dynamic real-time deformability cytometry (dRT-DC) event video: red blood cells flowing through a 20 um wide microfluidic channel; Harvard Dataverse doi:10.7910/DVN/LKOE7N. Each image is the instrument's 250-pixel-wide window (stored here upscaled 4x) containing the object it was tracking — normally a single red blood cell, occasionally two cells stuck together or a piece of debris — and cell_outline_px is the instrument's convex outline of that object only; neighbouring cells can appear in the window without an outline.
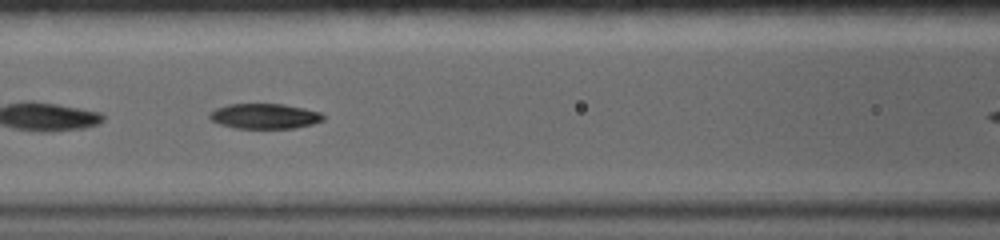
{"species": "common noctule bat (a hibernating species)", "species_latin": "Nyctalus noctula", "temperature_condition": "warm", "stored_images_in_passage": 11, "camera_frame_rate_fps": 5000, "um_per_image_px": 0.085, "animal": {"sex": "female", "body_mass_g": 19.0, "forearm_length_mm": 56.7}, "frame": {"image": 1, "passage_image": 5, "time_ms": 3.4, "image_size_px": [1000, 240], "cell_outline_px": [[324, 120], [312, 124], [296, 128], [236, 128], [220, 124], [212, 120], [208, 116], [208, 112], [216, 108], [228, 104], [284, 104], [304, 108], [320, 112], [324, 116]], "centroid_in_image_um": [22.48, 9.87], "position_along_channel_um": 144.1, "area_um2": 16.7}}
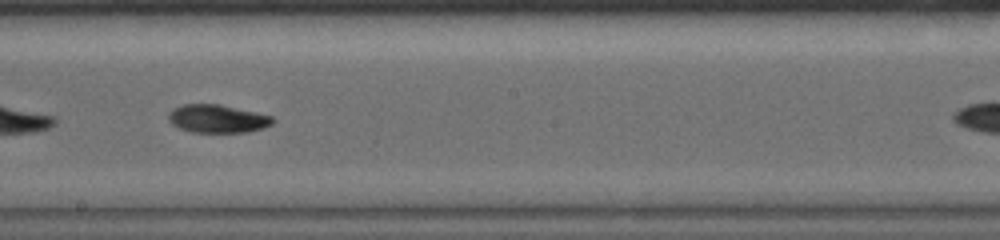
{"frame": {"image": 2, "passage_image": 8, "time_ms": 5.8, "image_size_px": [1000, 240], "cell_outline_px": [[276, 120], [272, 124], [264, 128], [248, 132], [192, 132], [180, 128], [172, 124], [168, 120], [168, 112], [172, 108], [184, 104], [220, 104], [256, 112], [272, 116]], "centroid_in_image_um": [18.49, 10.09], "position_along_channel_um": 229.7, "area_um2": 17.22}}